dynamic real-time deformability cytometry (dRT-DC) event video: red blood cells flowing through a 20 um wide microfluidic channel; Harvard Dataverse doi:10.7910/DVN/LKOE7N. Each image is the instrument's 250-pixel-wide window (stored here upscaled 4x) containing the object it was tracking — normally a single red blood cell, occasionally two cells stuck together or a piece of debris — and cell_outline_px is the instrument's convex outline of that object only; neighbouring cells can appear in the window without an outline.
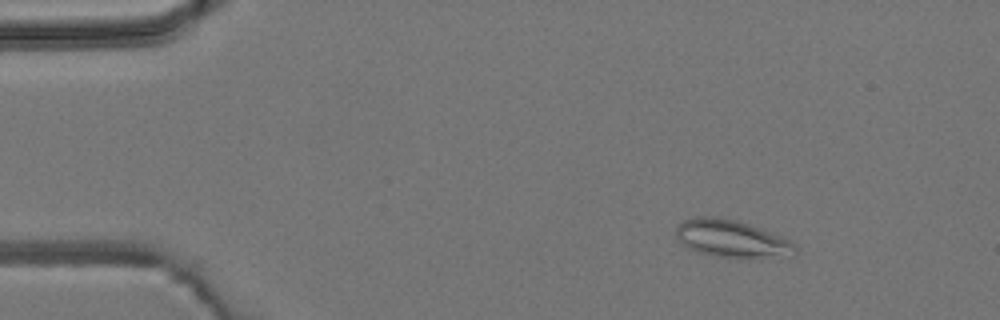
{"species": "common noctule bat (a hibernating species)", "species_latin": "Nyctalus noctula", "temperature_condition": "room temperature", "stored_images_in_passage": 3, "camera_frame_rate_fps": 3000, "um_per_image_px": 0.085, "animal": {"sex": "male", "body_mass_g": 19.2, "forearm_length_mm": 51.8}, "frame": {"image": 1, "passage_image": 1, "time_ms": 0.0, "image_size_px": [1000, 320], "cell_outline_px": [[796, 252], [792, 256], [748, 260], [712, 256], [696, 252], [680, 244], [676, 236], [676, 228], [684, 220], [700, 216], [712, 216], [736, 220], [764, 228], [796, 244]], "centroid_in_image_um": [62.23, 20.33], "position_along_channel_um": 22.8, "area_um2": 26.88}}